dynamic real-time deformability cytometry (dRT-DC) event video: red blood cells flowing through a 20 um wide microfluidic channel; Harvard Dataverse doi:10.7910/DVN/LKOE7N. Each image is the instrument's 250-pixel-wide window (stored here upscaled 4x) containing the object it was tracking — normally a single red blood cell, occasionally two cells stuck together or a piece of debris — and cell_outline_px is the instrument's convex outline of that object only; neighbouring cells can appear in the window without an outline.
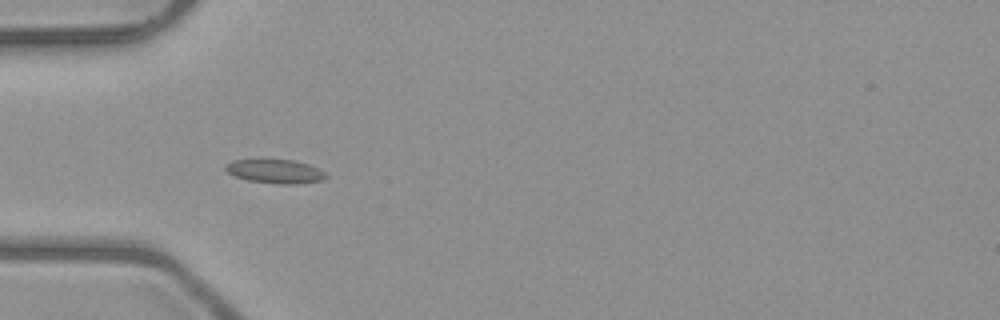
{"species": "common noctule bat (a hibernating species)", "species_latin": "Nyctalus noctula", "temperature_condition": "room temperature", "stored_images_in_passage": 4, "camera_frame_rate_fps": 3000, "um_per_image_px": 0.085, "animal": {"sex": "male", "body_mass_g": 23.1, "forearm_length_mm": 52.7}, "frame": {"image": 1, "passage_image": 3, "time_ms": 2.333, "image_size_px": [1000, 320], "cell_outline_px": [[328, 176], [320, 180], [296, 184], [280, 184], [248, 180], [232, 176], [224, 168], [232, 160], [292, 160], [308, 164], [324, 172]], "centroid_in_image_um": [23.36, 14.57], "position_along_channel_um": 61.6, "area_um2": 13.7}}
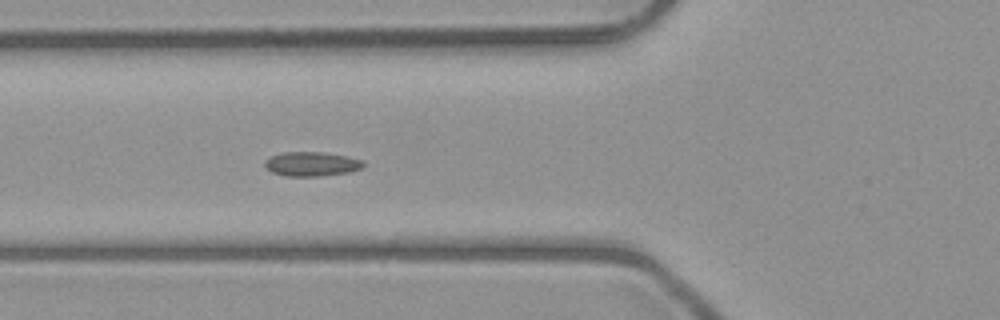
{"frame": {"image": 2, "passage_image": 4, "time_ms": 3.333, "image_size_px": [1000, 320], "cell_outline_px": [[364, 168], [348, 172], [320, 176], [288, 176], [272, 172], [264, 168], [264, 160], [272, 156], [284, 152], [324, 152], [348, 156], [364, 160]], "centroid_in_image_um": [26.5, 13.93], "position_along_channel_um": 99.3, "area_um2": 14.1}}